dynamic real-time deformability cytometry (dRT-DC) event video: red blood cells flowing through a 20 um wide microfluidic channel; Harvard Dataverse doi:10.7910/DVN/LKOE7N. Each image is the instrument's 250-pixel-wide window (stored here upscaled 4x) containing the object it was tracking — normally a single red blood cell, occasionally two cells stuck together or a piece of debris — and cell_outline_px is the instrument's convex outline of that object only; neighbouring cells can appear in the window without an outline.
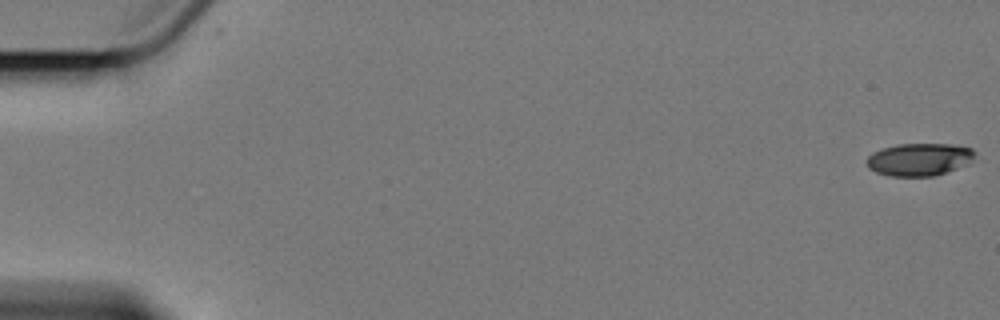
{"species": "Egyptian fruit bat (a non-hibernating species)", "species_latin": "Rousettus aegyptiacus", "temperature_condition": "cold", "stored_images_in_passage": 7, "camera_frame_rate_fps": 3000, "um_per_image_px": 0.085, "animal": {"sex": "female"}, "frame": {"image": 1, "passage_image": 1, "time_ms": 0.0, "image_size_px": [1000, 320], "cell_outline_px": [[976, 152], [972, 164], [936, 176], [888, 176], [876, 172], [868, 168], [864, 164], [864, 160], [872, 152], [884, 148], [900, 144], [952, 144], [972, 148]], "centroid_in_image_um": [78.17, 13.56], "position_along_channel_um": 6.8, "area_um2": 21.1}}
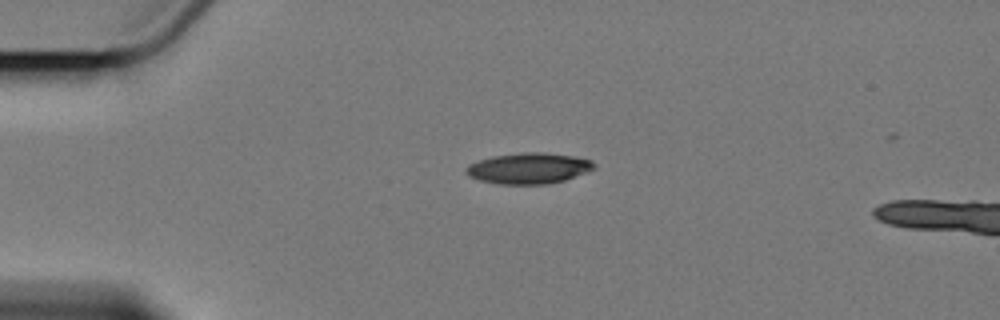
{"frame": {"image": 2, "passage_image": 5, "time_ms": 4.667, "image_size_px": [1000, 320], "cell_outline_px": [[596, 168], [588, 172], [564, 180], [548, 184], [500, 184], [480, 180], [468, 176], [464, 172], [464, 168], [468, 164], [492, 156], [524, 152], [544, 152], [572, 156], [592, 160], [596, 164]], "centroid_in_image_um": [44.94, 14.3], "position_along_channel_um": 40.1, "area_um2": 23.18}}